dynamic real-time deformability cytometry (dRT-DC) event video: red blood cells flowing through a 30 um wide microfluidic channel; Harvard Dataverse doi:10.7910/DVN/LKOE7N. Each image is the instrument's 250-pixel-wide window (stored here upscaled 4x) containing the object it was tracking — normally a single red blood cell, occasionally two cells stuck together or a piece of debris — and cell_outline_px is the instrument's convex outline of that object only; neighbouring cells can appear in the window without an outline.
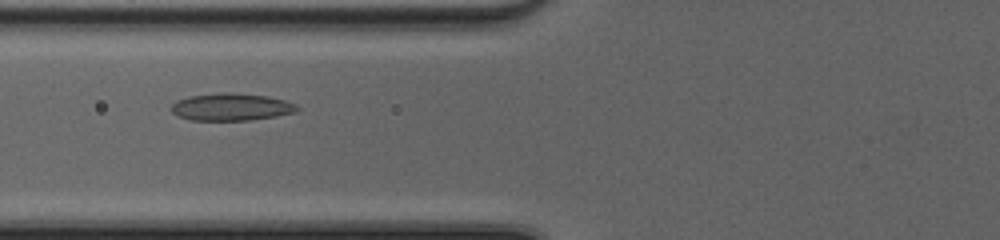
{"species": "common noctule bat (a hibernating species)", "species_latin": "Nyctalus noctula", "temperature_condition": "cold", "stored_images_in_passage": 41, "camera_frame_rate_fps": 3000, "um_per_image_px": 0.085, "animal": {"sex": "female", "body_mass_g": 20.0, "forearm_length_mm": 54.0}, "frame": {"image": 1, "passage_image": 12, "time_ms": 3.667, "image_size_px": [1000, 240], "cell_outline_px": [[300, 108], [296, 112], [276, 116], [248, 120], [192, 120], [180, 116], [172, 112], [168, 108], [176, 100], [188, 96], [224, 92], [232, 92], [268, 96], [284, 100], [296, 104]], "centroid_in_image_um": [19.65, 9.08], "position_along_channel_um": 106.2, "area_um2": 20.11}}
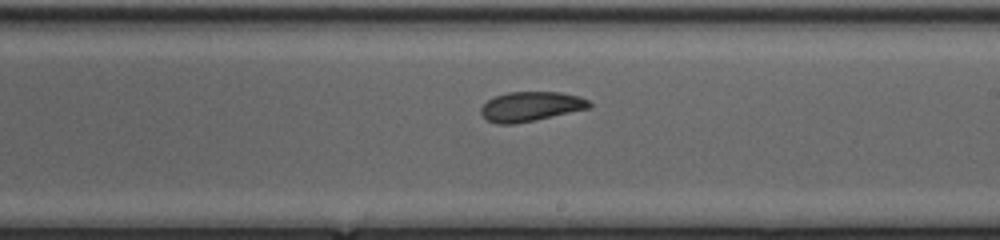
{"frame": {"image": 2, "passage_image": 22, "time_ms": 7.0, "image_size_px": [1000, 240], "cell_outline_px": [[592, 108], [536, 120], [512, 124], [496, 124], [488, 120], [480, 112], [480, 108], [488, 100], [496, 96], [508, 92], [560, 92], [580, 96], [588, 100], [592, 104]], "centroid_in_image_um": [45.16, 9.05], "position_along_channel_um": 243.8, "area_um2": 18.79}}
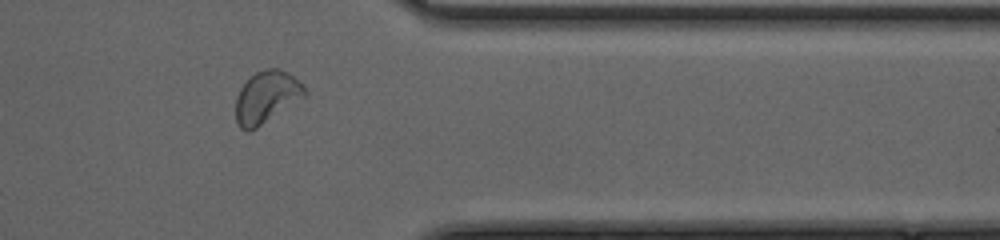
{"frame": {"image": 3, "passage_image": 33, "time_ms": 10.667, "image_size_px": [1000, 240], "cell_outline_px": [[308, 92], [304, 96], [256, 128], [248, 132], [244, 132], [240, 128], [236, 120], [236, 96], [240, 88], [256, 72], [268, 68], [280, 68], [288, 72]], "centroid_in_image_um": [22.61, 8.26], "position_along_channel_um": 388.8, "area_um2": 20.46}, "authors_computed_cell_mechanics": {"area_um2": 19.7676, "velocity_mm_per_s": 4.1166, "shape_relaxation_time_tau1_ms": 5.9709, "shape_relaxation_time_tau2_ms": 2.1638, "deformation_change_tau1": 0.1256, "deformation_change_tau2": 0.0631}}